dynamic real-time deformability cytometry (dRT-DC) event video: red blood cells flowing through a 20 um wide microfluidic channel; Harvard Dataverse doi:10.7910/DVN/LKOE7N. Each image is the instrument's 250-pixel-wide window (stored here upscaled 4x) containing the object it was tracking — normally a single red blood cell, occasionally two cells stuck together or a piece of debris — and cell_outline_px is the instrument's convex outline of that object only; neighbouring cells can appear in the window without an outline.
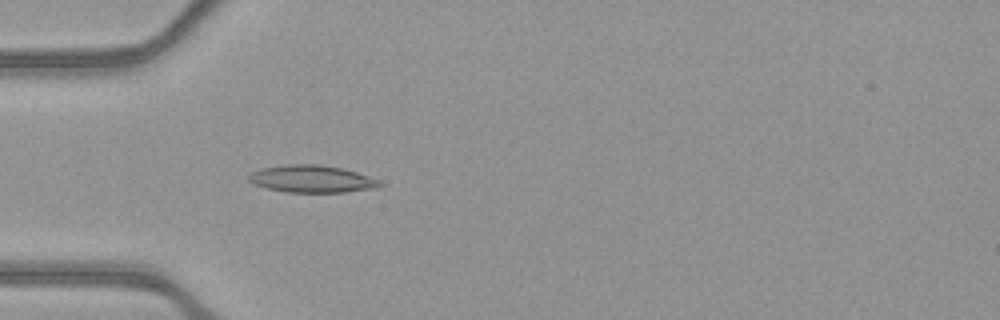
{"species": "common noctule bat (a hibernating species)", "species_latin": "Nyctalus noctula", "temperature_condition": "warm", "stored_images_in_passage": 52, "camera_frame_rate_fps": 3000, "um_per_image_px": 0.085, "animal": {"sex": "female", "body_mass_g": 21.9}, "frame": {"image": 1, "passage_image": 16, "time_ms": 5.0, "image_size_px": [1000, 320], "cell_outline_px": [[380, 184], [376, 188], [344, 192], [284, 192], [268, 188], [256, 184], [248, 180], [248, 176], [252, 172], [264, 168], [288, 164], [316, 164], [344, 168], [380, 180]], "centroid_in_image_um": [26.52, 15.2], "position_along_channel_um": 58.5, "area_um2": 20.58}}
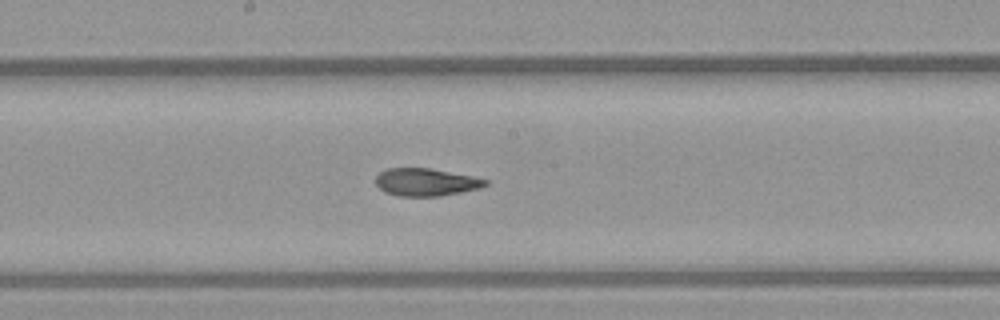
{"frame": {"image": 2, "passage_image": 28, "time_ms": 9.0, "image_size_px": [1000, 320], "cell_outline_px": [[488, 184], [480, 188], [440, 196], [400, 196], [384, 192], [376, 184], [376, 176], [384, 168], [432, 168], [472, 176], [488, 180]], "centroid_in_image_um": [36.19, 15.47], "position_along_channel_um": 212.0, "area_um2": 17.69}}
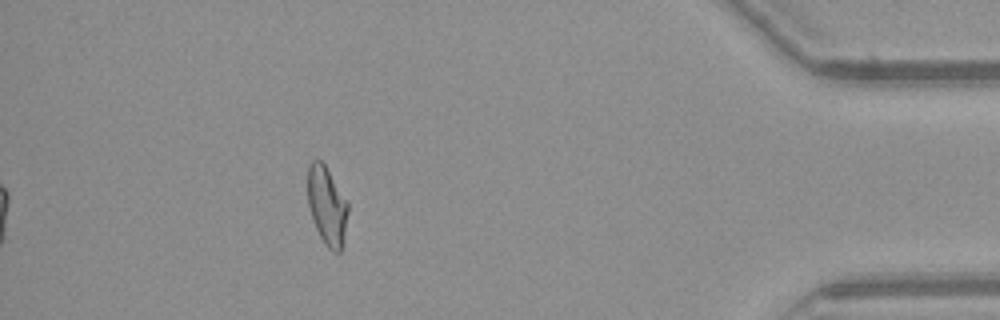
{"frame": {"image": 3, "passage_image": 47, "time_ms": 15.333, "image_size_px": [1000, 320], "cell_outline_px": [[348, 212], [340, 252], [332, 252], [324, 244], [316, 228], [308, 204], [308, 164], [312, 160], [320, 160], [324, 164], [348, 204]], "centroid_in_image_um": [27.77, 17.49], "position_along_channel_um": 407.4, "area_um2": 17.92}, "authors_computed_cell_mechanics": {"area_um2": 18.9873, "velocity_mm_per_s": 3.9105, "shape_relaxation_time_tau1_ms": null, "shape_relaxation_time_tau2_ms": 1.9353, "deformation_change_tau1": null, "deformation_change_tau2": 0.088}}